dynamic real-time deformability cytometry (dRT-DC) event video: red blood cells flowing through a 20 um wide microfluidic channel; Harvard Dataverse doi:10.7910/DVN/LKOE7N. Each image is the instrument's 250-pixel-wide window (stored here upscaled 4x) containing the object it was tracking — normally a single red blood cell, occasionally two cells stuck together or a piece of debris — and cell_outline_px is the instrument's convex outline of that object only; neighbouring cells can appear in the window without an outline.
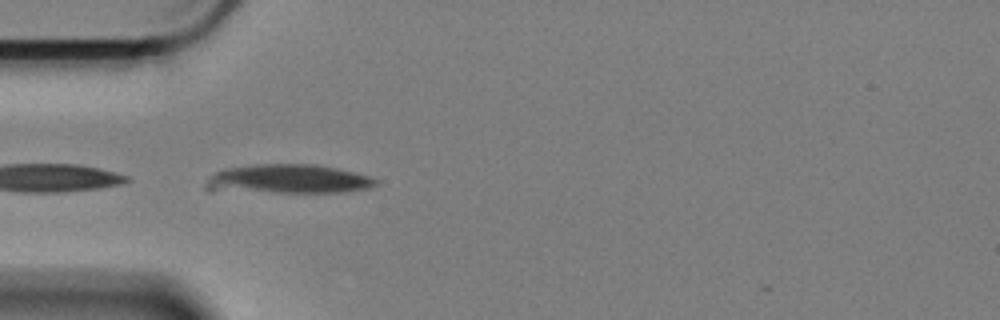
{"species": "Egyptian fruit bat (a non-hibernating species)", "species_latin": "Rousettus aegyptiacus", "temperature_condition": "cold", "stored_images_in_passage": 3, "camera_frame_rate_fps": 3000, "um_per_image_px": 0.085, "animal": {"sex": "female"}, "frame": {"image": 1, "passage_image": 1, "time_ms": 0.0, "image_size_px": [1000, 320], "cell_outline_px": [[376, 184], [368, 188], [344, 192], [208, 192], [204, 188], [204, 184], [208, 176], [224, 168], [256, 164], [316, 164], [336, 168], [368, 176], [376, 180]], "centroid_in_image_um": [24.33, 15.23], "position_along_channel_um": 60.7, "area_um2": 29.25}}